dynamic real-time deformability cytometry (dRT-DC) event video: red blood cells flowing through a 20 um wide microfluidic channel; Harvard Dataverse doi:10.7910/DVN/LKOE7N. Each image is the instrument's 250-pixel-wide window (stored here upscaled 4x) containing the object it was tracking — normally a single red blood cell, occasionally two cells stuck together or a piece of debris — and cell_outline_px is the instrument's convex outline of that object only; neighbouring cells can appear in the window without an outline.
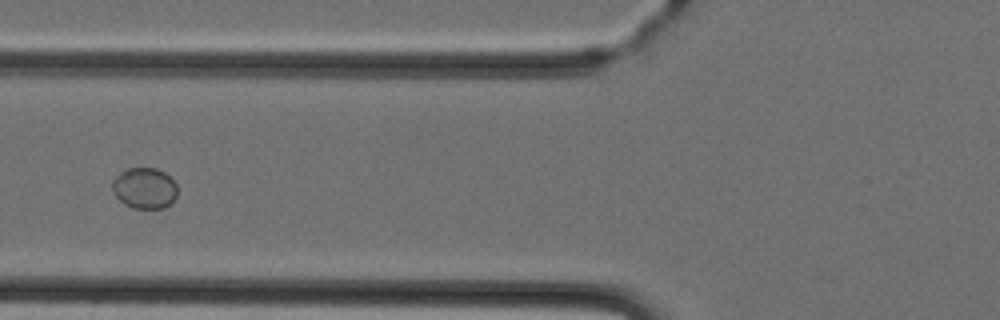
{"species": "Egyptian fruit bat (a non-hibernating species)", "species_latin": "Rousettus aegyptiacus", "temperature_condition": "cold", "stored_images_in_passage": 8, "camera_frame_rate_fps": 3000, "um_per_image_px": 0.085, "animal": {"sex": "female"}, "frame": {"image": 1, "passage_image": 6, "time_ms": 6.0, "image_size_px": [1000, 320], "cell_outline_px": [[176, 196], [164, 208], [132, 208], [124, 204], [112, 192], [112, 180], [120, 172], [128, 168], [156, 168], [164, 172], [176, 184]], "centroid_in_image_um": [12.25, 15.99], "position_along_channel_um": 113.6, "area_um2": 15.43}}